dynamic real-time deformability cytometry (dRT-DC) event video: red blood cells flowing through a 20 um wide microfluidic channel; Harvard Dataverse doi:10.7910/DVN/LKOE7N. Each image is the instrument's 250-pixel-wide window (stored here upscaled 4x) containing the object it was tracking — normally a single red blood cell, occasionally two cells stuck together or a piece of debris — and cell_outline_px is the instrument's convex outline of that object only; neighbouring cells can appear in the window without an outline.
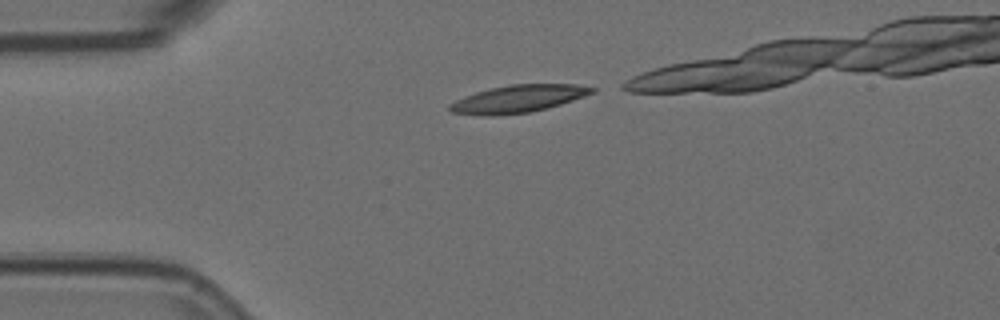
{"species": "Egyptian fruit bat (a non-hibernating species)", "species_latin": "Rousettus aegyptiacus", "temperature_condition": "room temperature", "stored_images_in_passage": 5, "camera_frame_rate_fps": 3000, "um_per_image_px": 0.085, "animal": {"sex": "female"}, "frame": {"image": 1, "passage_image": 1, "time_ms": 0.0, "image_size_px": [1000, 320], "cell_outline_px": [[596, 92], [560, 104], [528, 112], [496, 116], [488, 116], [452, 112], [448, 108], [448, 104], [464, 96], [476, 92], [492, 88], [512, 84], [576, 84], [596, 88]], "centroid_in_image_um": [44.03, 8.39], "position_along_channel_um": 41.0, "area_um2": 22.54}}
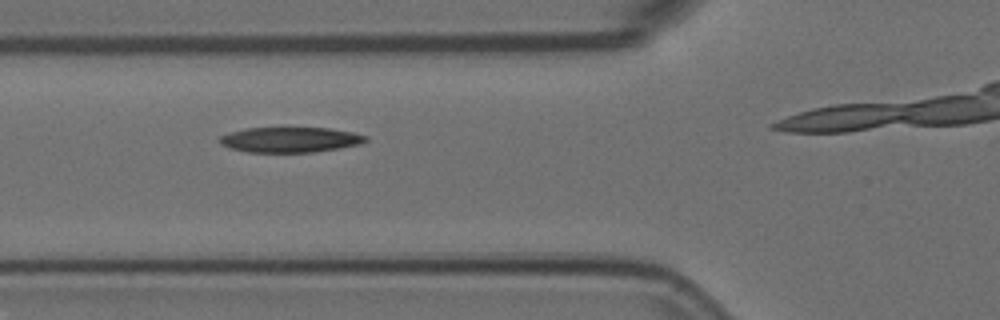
{"frame": {"image": 2, "passage_image": 3, "time_ms": 0.667, "image_size_px": [1000, 320], "cell_outline_px": [[368, 140], [360, 144], [340, 148], [312, 152], [248, 152], [232, 148], [220, 144], [220, 136], [244, 128], [328, 128], [352, 132], [368, 136]], "centroid_in_image_um": [24.69, 11.87], "position_along_channel_um": 101.1, "area_um2": 21.33}}